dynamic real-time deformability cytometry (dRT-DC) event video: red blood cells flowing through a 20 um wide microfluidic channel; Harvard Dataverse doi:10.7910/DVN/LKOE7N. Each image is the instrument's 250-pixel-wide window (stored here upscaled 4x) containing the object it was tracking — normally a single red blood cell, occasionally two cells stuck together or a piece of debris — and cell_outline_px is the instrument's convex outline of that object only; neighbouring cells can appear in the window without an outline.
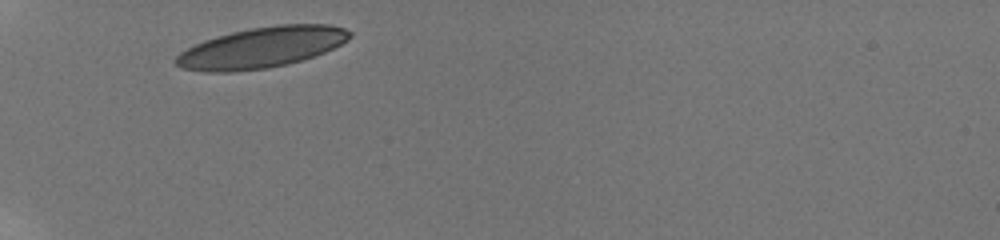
{"species": "human", "species_latin": "Homo sapiens", "temperature_condition": "room temperature", "stored_images_in_passage": 11, "camera_frame_rate_fps": 3000, "um_per_image_px": 0.085, "donor": {"sex": "male"}, "frame": {"image": 1, "passage_image": 1, "time_ms": 0.0, "image_size_px": [1000, 240], "cell_outline_px": [[352, 36], [348, 40], [324, 52], [288, 64], [268, 68], [232, 72], [204, 72], [180, 68], [176, 64], [176, 56], [180, 52], [204, 40], [216, 36], [232, 32], [252, 28], [280, 24], [328, 24], [344, 28], [352, 32]], "centroid_in_image_um": [22.23, 4.04], "position_along_channel_um": 62.8, "area_um2": 41.1}}
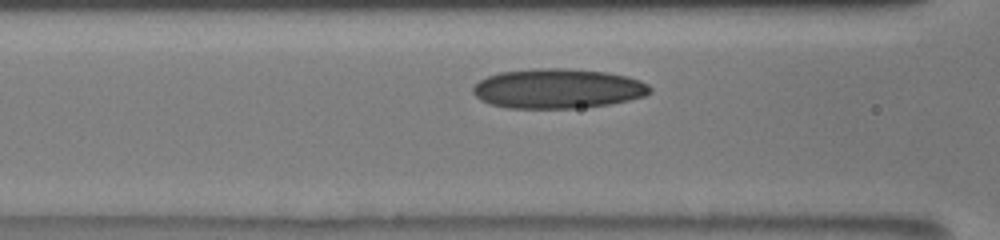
{"frame": {"image": 2, "passage_image": 5, "time_ms": 2.0, "image_size_px": [1000, 240], "cell_outline_px": [[652, 92], [644, 96], [628, 100], [608, 104], [572, 108], [508, 108], [488, 104], [480, 100], [472, 92], [472, 88], [480, 80], [488, 76], [500, 72], [536, 68], [560, 68], [604, 72], [628, 76], [640, 80], [648, 84], [652, 88]], "centroid_in_image_um": [47.4, 7.53], "position_along_channel_um": 119.2, "area_um2": 40.92}}